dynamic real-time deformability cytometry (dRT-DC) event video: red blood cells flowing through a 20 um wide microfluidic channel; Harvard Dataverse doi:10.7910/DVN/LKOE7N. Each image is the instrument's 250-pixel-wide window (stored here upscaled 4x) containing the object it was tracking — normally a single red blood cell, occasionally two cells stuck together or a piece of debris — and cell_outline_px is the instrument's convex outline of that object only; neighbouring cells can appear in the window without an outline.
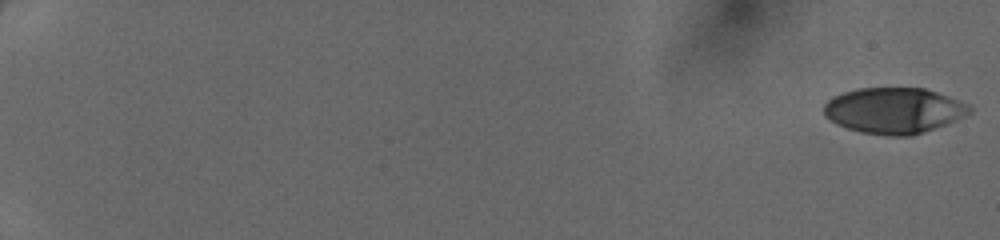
{"species": "human", "species_latin": "Homo sapiens", "temperature_condition": "cold", "stored_images_in_passage": 20, "camera_frame_rate_fps": 3000, "um_per_image_px": 0.085, "donor": {"sex": "female"}, "frame": {"image": 1, "passage_image": 1, "time_ms": 0.0, "image_size_px": [1000, 240], "cell_outline_px": [[972, 112], [964, 116], [944, 124], [912, 136], [888, 136], [860, 132], [836, 124], [824, 116], [824, 104], [832, 96], [844, 92], [860, 88], [924, 88], [936, 92], [968, 104], [972, 108]], "centroid_in_image_um": [75.95, 9.4], "position_along_channel_um": 9.1, "area_um2": 38.73}}
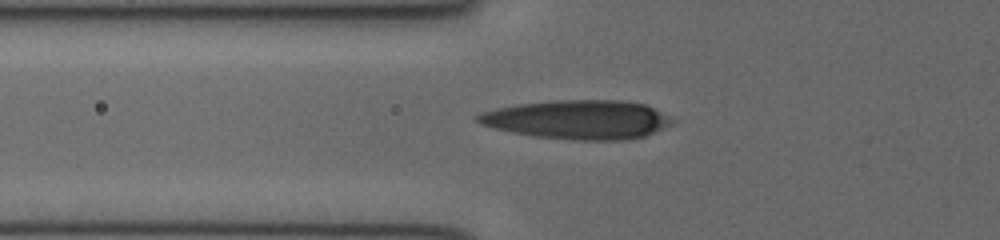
{"frame": {"image": 2, "passage_image": 17, "time_ms": 5.333, "image_size_px": [1000, 240], "cell_outline_px": [[676, 120], [672, 124], [644, 136], [628, 140], [572, 140], [532, 136], [512, 132], [480, 124], [476, 120], [476, 116], [480, 112], [496, 108], [520, 104], [560, 100], [620, 100], [644, 104]], "centroid_in_image_um": [49.12, 10.17], "position_along_channel_um": 76.7, "area_um2": 43.99}}
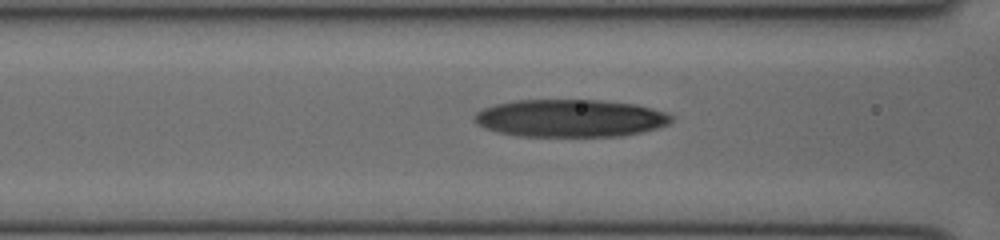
{"frame": {"image": 3, "passage_image": 20, "time_ms": 6.333, "image_size_px": [1000, 240], "cell_outline_px": [[676, 116], [668, 124], [644, 132], [624, 136], [516, 136], [496, 132], [484, 128], [476, 124], [472, 120], [472, 116], [476, 112], [484, 108], [496, 104], [512, 100], [600, 100], [636, 104], [652, 108]], "centroid_in_image_um": [48.45, 10.05], "position_along_channel_um": 118.2, "area_um2": 43.64}}